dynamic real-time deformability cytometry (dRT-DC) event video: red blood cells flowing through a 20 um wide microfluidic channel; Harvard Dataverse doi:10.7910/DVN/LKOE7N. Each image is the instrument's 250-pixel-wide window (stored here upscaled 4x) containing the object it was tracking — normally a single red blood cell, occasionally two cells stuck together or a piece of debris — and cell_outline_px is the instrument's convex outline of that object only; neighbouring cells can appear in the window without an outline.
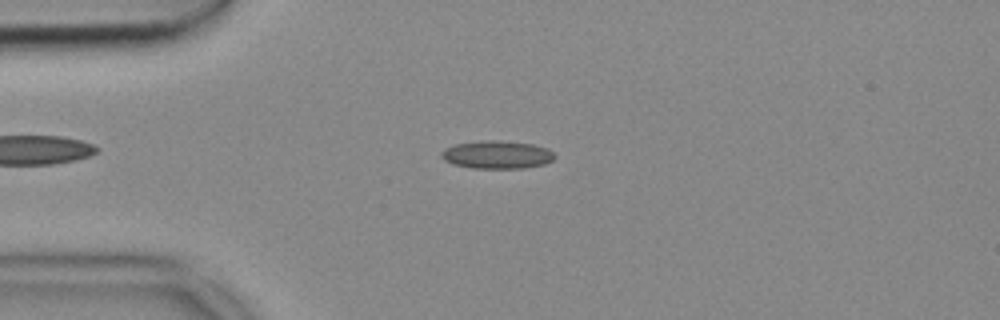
{"species": "common noctule bat (a hibernating species)", "species_latin": "Nyctalus noctula", "temperature_condition": "cold", "stored_images_in_passage": 53, "camera_frame_rate_fps": 3000, "um_per_image_px": 0.085, "animal": {"sex": "female", "body_mass_g": 18.4}, "frame": {"image": 1, "passage_image": 12, "time_ms": 3.667, "image_size_px": [1000, 320], "cell_outline_px": [[556, 156], [552, 160], [544, 164], [524, 168], [472, 168], [452, 164], [444, 160], [440, 156], [440, 152], [444, 148], [456, 144], [484, 140], [500, 140], [532, 144], [548, 148]], "centroid_in_image_um": [42.22, 13.15], "position_along_channel_um": 42.8, "area_um2": 18.55}}
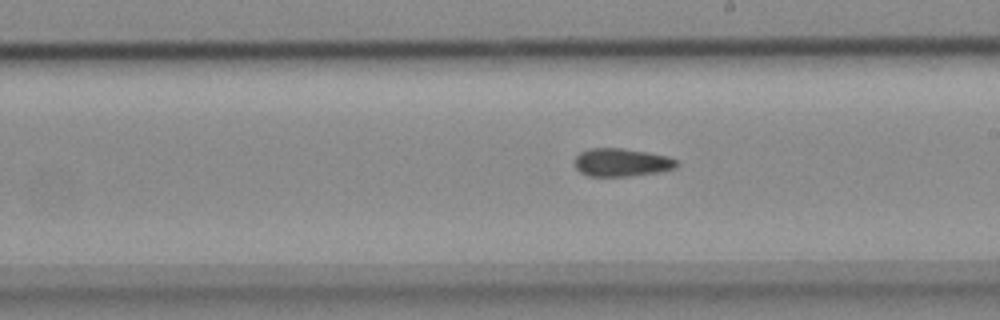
{"frame": {"image": 2, "passage_image": 29, "time_ms": 9.333, "image_size_px": [1000, 320], "cell_outline_px": [[680, 164], [676, 168], [660, 172], [628, 176], [588, 176], [580, 172], [576, 168], [576, 156], [580, 152], [588, 148], [624, 148], [648, 152], [668, 156], [676, 160]], "centroid_in_image_um": [52.87, 13.8], "position_along_channel_um": 236.1, "area_um2": 16.82}}
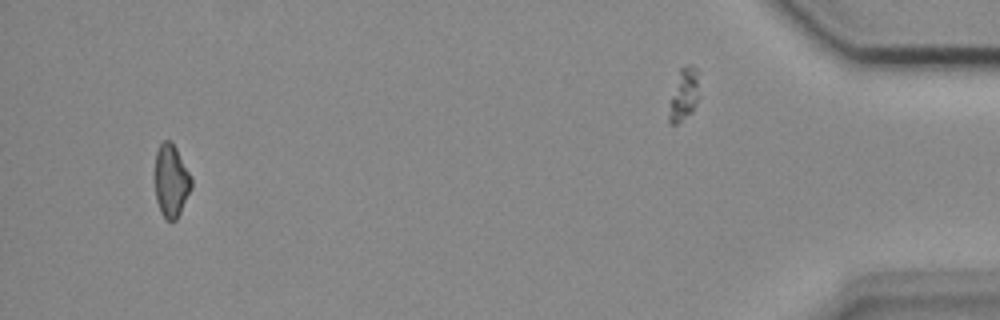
{"frame": {"image": 3, "passage_image": 50, "time_ms": 16.333, "image_size_px": [1000, 320], "cell_outline_px": [[192, 188], [176, 220], [168, 220], [160, 212], [156, 200], [156, 152], [160, 144], [164, 140], [172, 140], [192, 180]], "centroid_in_image_um": [14.55, 15.36], "position_along_channel_um": 420.6, "area_um2": 15.14}}